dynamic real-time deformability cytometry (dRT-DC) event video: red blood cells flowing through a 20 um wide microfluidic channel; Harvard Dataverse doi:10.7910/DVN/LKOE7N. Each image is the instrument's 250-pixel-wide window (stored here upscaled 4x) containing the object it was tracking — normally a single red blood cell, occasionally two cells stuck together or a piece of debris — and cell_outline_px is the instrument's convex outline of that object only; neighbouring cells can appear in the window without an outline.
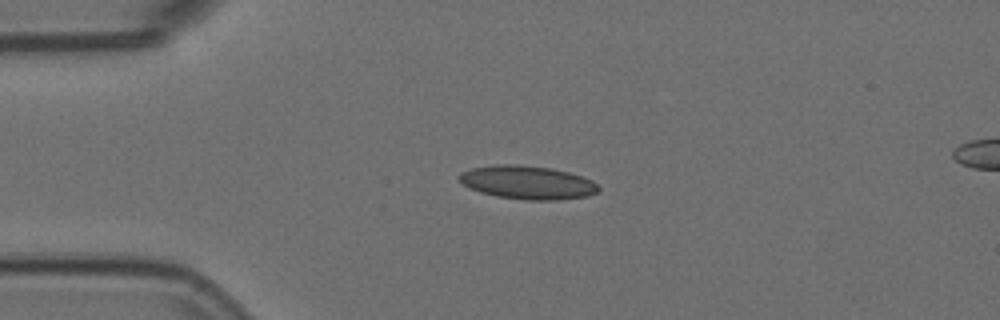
{"species": "Egyptian fruit bat (a non-hibernating species)", "species_latin": "Rousettus aegyptiacus", "temperature_condition": "room temperature", "stored_images_in_passage": 3, "camera_frame_rate_fps": 3000, "um_per_image_px": 0.085, "animal": {"sex": "female"}, "frame": {"image": 1, "passage_image": 1, "time_ms": 0.0, "image_size_px": [1000, 320], "cell_outline_px": [[600, 192], [588, 196], [560, 200], [524, 200], [496, 196], [480, 192], [468, 188], [456, 176], [460, 172], [472, 168], [496, 164], [516, 164], [552, 168], [568, 172], [592, 180], [600, 188]], "centroid_in_image_um": [44.83, 15.51], "position_along_channel_um": 40.2, "area_um2": 27.4}}
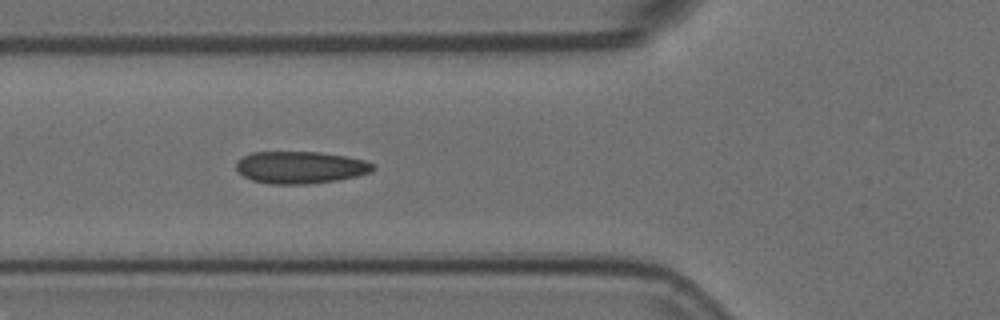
{"frame": {"image": 2, "passage_image": 3, "time_ms": 0.667, "image_size_px": [1000, 320], "cell_outline_px": [[376, 168], [372, 172], [356, 176], [336, 180], [308, 184], [272, 184], [252, 180], [244, 176], [236, 168], [236, 160], [252, 152], [320, 152], [344, 156], [364, 160], [376, 164]], "centroid_in_image_um": [25.55, 14.22], "position_along_channel_um": 100.2, "area_um2": 25.66}}